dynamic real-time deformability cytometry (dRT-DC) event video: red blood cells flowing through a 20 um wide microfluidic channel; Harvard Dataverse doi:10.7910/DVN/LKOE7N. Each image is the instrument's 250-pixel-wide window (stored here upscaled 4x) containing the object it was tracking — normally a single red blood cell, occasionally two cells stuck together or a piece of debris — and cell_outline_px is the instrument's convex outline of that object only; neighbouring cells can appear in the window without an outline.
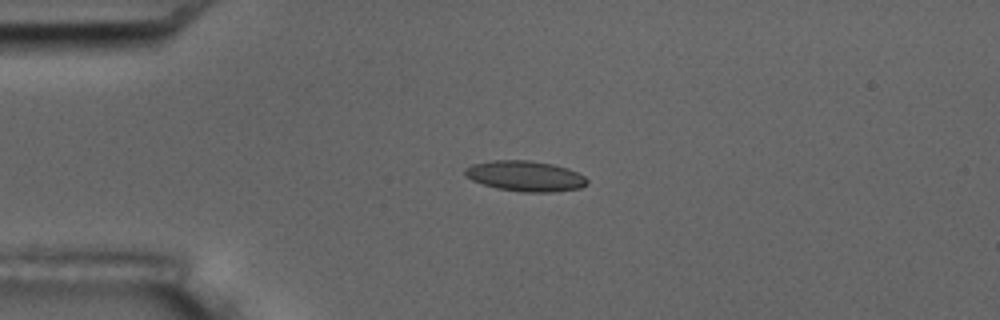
{"species": "common noctule bat (a hibernating species)", "species_latin": "Nyctalus noctula", "temperature_condition": "room temperature", "stored_images_in_passage": 4, "camera_frame_rate_fps": 3000, "um_per_image_px": 0.085, "animal": {"sex": "male", "body_mass_g": 17.5, "forearm_length_mm": 52.3}, "frame": {"image": 1, "passage_image": 3, "time_ms": 2.333, "image_size_px": [1000, 320], "cell_outline_px": [[588, 184], [580, 188], [552, 192], [520, 192], [496, 188], [472, 180], [464, 176], [464, 168], [472, 164], [492, 160], [528, 160], [552, 164], [568, 168], [584, 176], [588, 180]], "centroid_in_image_um": [44.63, 14.96], "position_along_channel_um": 40.4, "area_um2": 21.79}}